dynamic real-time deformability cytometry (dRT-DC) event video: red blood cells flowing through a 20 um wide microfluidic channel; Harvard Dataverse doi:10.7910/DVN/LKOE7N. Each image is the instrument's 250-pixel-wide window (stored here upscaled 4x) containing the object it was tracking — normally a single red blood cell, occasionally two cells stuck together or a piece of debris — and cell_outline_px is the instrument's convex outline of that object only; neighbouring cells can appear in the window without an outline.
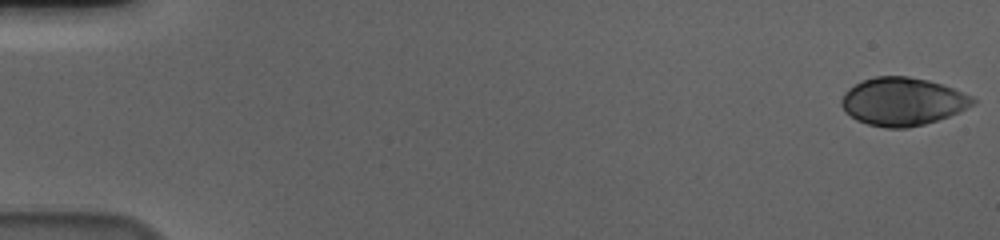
{"species": "human", "species_latin": "Homo sapiens", "temperature_condition": "cold", "stored_images_in_passage": 57, "camera_frame_rate_fps": 3000, "um_per_image_px": 0.085, "donor": {"sex": "male"}, "frame": {"image": 1, "passage_image": 1, "time_ms": 0.0, "image_size_px": [1000, 240], "cell_outline_px": [[976, 104], [960, 112], [924, 124], [908, 128], [884, 128], [868, 124], [856, 120], [844, 112], [840, 104], [840, 100], [844, 92], [848, 88], [864, 80], [876, 76], [908, 76], [928, 80], [952, 88], [972, 96], [976, 100]], "centroid_in_image_um": [76.7, 8.64], "position_along_channel_um": 8.3, "area_um2": 36.88}}
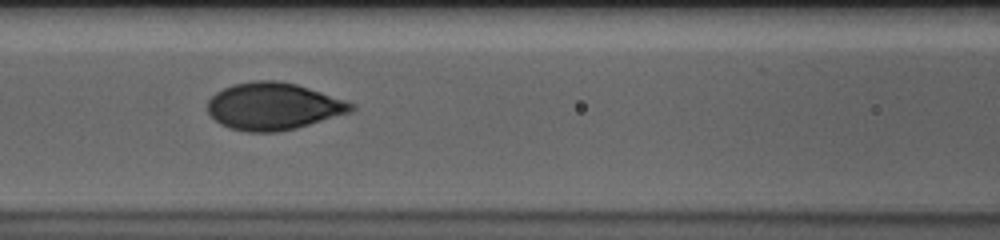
{"frame": {"image": 2, "passage_image": 26, "time_ms": 8.333, "image_size_px": [1000, 240], "cell_outline_px": [[356, 108], [348, 112], [296, 128], [276, 132], [248, 132], [228, 128], [220, 124], [208, 112], [208, 100], [216, 92], [232, 84], [256, 80], [276, 80], [296, 84], [356, 104]], "centroid_in_image_um": [23.19, 9.03], "position_along_channel_um": 143.4, "area_um2": 39.13}}
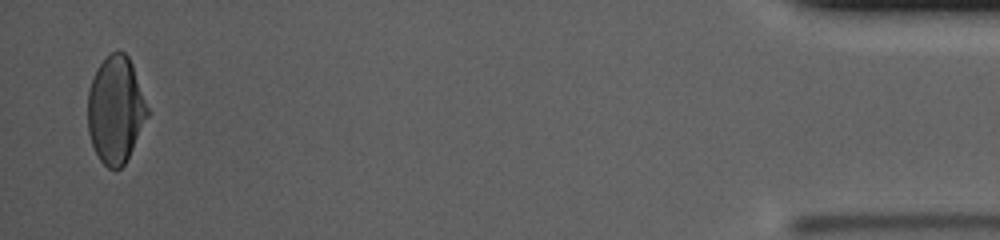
{"frame": {"image": 3, "passage_image": 56, "time_ms": 18.333, "image_size_px": [1000, 240], "cell_outline_px": [[148, 116], [124, 164], [120, 168], [108, 168], [100, 160], [92, 144], [88, 132], [88, 92], [92, 80], [100, 64], [112, 52], [124, 52], [128, 56], [132, 64], [148, 108]], "centroid_in_image_um": [9.82, 9.34], "position_along_channel_um": 425.4, "area_um2": 36.47}, "authors_computed_cell_mechanics": {"area_um2": 37.9746, "velocity_mm_per_s": 3.6322, "shape_relaxation_time_tau1_ms": 3.9266, "shape_relaxation_time_tau2_ms": null, "deformation_change_tau1": 0.1596, "deformation_change_tau2": null}}